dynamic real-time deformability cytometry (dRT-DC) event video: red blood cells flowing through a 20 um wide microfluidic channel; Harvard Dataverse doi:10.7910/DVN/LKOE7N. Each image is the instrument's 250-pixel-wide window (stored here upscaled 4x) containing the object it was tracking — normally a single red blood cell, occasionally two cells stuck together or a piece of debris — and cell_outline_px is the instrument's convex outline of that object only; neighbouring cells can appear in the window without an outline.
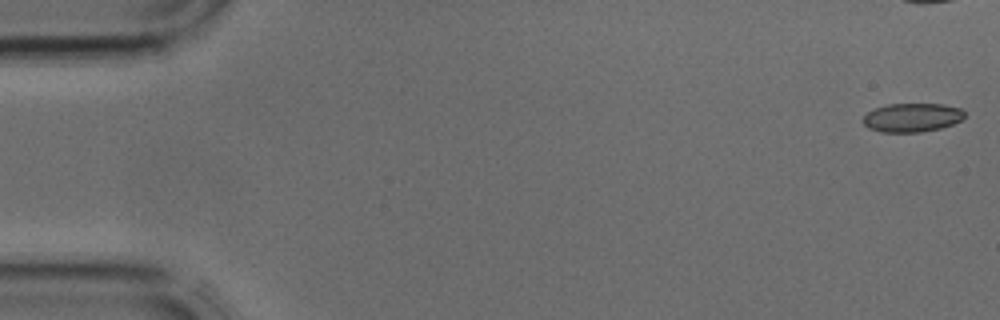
{"species": "common noctule bat (a hibernating species)", "species_latin": "Nyctalus noctula", "temperature_condition": "cold", "stored_images_in_passage": 7, "camera_frame_rate_fps": 3000, "um_per_image_px": 0.085, "animal": {"sex": "male", "body_mass_g": 17.9, "forearm_length_mm": 54.2}, "frame": {"image": 1, "passage_image": 1, "time_ms": 0.0, "image_size_px": [1000, 320], "cell_outline_px": [[964, 116], [960, 120], [952, 124], [940, 128], [920, 132], [880, 132], [868, 128], [860, 120], [872, 108], [888, 104], [944, 104], [960, 108], [964, 112]], "centroid_in_image_um": [77.47, 9.99], "position_along_channel_um": 7.5, "area_um2": 17.11}}